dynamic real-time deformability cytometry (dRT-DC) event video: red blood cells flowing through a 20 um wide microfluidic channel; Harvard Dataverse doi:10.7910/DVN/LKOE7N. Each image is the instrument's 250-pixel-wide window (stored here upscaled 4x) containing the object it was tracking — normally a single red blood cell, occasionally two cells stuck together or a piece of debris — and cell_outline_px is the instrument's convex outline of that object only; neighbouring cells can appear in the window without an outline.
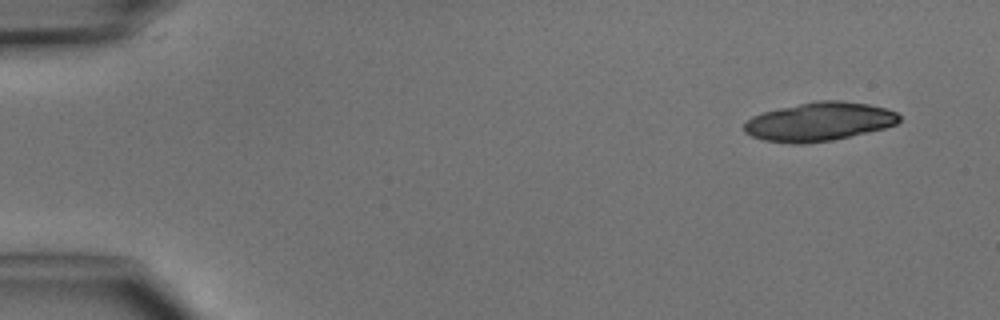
{"species": "common noctule bat (a hibernating species)", "species_latin": "Nyctalus noctula", "temperature_condition": "cold", "stored_images_in_passage": 5, "camera_frame_rate_fps": 3000, "um_per_image_px": 0.085, "animal": {"sex": "male", "body_mass_g": 15.6}, "frame": {"image": 1, "passage_image": 1, "time_ms": 0.0, "image_size_px": [1000, 320], "cell_outline_px": [[900, 120], [896, 124], [884, 128], [832, 140], [804, 144], [792, 144], [764, 140], [752, 136], [744, 132], [744, 124], [752, 116], [764, 112], [780, 108], [816, 100], [840, 100], [868, 104], [884, 108], [896, 112], [900, 116]], "centroid_in_image_um": [69.62, 10.34], "position_along_channel_um": 15.4, "area_um2": 34.8}}